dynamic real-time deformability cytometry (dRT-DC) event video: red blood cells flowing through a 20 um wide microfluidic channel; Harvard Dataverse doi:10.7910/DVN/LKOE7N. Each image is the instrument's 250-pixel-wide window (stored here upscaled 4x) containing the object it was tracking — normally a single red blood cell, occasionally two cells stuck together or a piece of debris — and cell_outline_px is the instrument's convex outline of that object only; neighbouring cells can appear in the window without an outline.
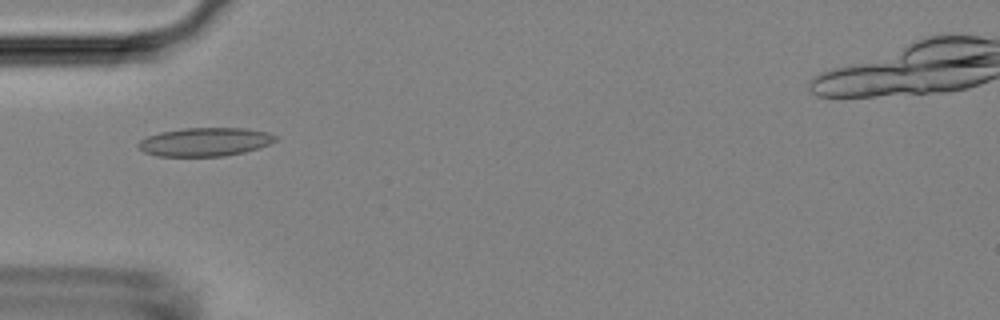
{"species": "Egyptian fruit bat (a non-hibernating species)", "species_latin": "Rousettus aegyptiacus", "temperature_condition": "room temperature", "stored_images_in_passage": 4, "camera_frame_rate_fps": 3000, "um_per_image_px": 0.085, "animal": {"sex": "female"}, "frame": {"image": 1, "passage_image": 4, "time_ms": 4.333, "image_size_px": [1000, 320], "cell_outline_px": [[276, 140], [260, 148], [244, 152], [224, 156], [156, 156], [144, 152], [136, 144], [140, 140], [148, 136], [160, 132], [184, 128], [244, 128], [268, 132], [276, 136]], "centroid_in_image_um": [17.41, 12.06], "position_along_channel_um": 67.6, "area_um2": 22.77}}